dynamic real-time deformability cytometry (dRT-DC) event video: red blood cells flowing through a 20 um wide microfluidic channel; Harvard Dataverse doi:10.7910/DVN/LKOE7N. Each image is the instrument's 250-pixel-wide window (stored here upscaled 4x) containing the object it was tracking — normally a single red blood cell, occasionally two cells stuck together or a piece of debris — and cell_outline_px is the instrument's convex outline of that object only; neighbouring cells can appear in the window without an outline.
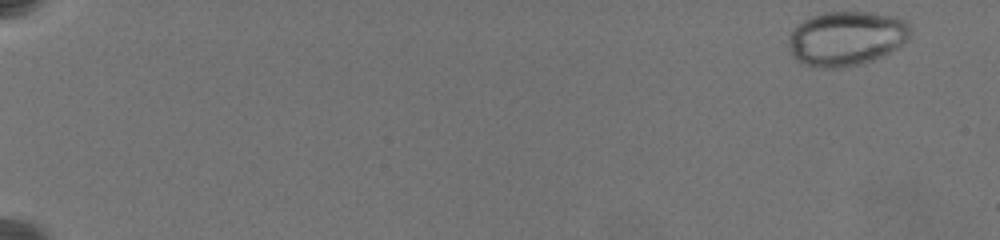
{"species": "common noctule bat (a hibernating species)", "species_latin": "Nyctalus noctula", "temperature_condition": "warm", "stored_images_in_passage": 23, "camera_frame_rate_fps": 3000, "um_per_image_px": 0.085, "animal": {"sex": "female", "body_mass_g": 19.5, "forearm_length_mm": 54.1}, "frame": {"image": 1, "passage_image": 1, "time_ms": 0.0, "image_size_px": [1000, 240], "cell_outline_px": [[912, 28], [908, 36], [896, 48], [872, 60], [856, 64], [836, 68], [828, 68], [808, 64], [792, 56], [788, 48], [788, 36], [804, 20], [812, 16], [824, 12], [872, 12], [896, 16], [908, 20]], "centroid_in_image_um": [71.96, 3.23], "position_along_channel_um": 13.0, "area_um2": 38.21}}